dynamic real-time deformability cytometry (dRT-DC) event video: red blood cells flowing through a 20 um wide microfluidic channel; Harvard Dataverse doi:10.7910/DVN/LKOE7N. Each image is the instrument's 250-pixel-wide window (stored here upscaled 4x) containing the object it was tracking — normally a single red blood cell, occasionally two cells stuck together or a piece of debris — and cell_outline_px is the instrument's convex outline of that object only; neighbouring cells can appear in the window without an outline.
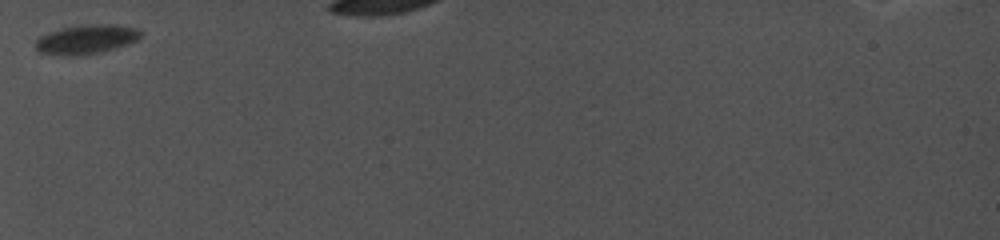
{"species": "common noctule bat (a hibernating species)", "species_latin": "Nyctalus noctula", "temperature_condition": "cold", "stored_images_in_passage": 23, "segment_of_instrument_passage": [1, 2], "camera_frame_rate_fps": 5000, "um_per_image_px": 0.085, "animal": {"sex": "female", "body_mass_g": 19.0, "forearm_length_mm": 56.7}, "frame": {"image": 1, "passage_image": 1, "time_ms": 0.0, "image_size_px": [1000, 240], "cell_outline_px": [[144, 36], [128, 44], [100, 52], [76, 56], [64, 56], [40, 52], [36, 48], [36, 40], [40, 36], [48, 32], [64, 28], [84, 24], [112, 24], [136, 28]], "centroid_in_image_um": [7.34, 3.34], "position_along_channel_um": 77.7, "area_um2": 17.86}}
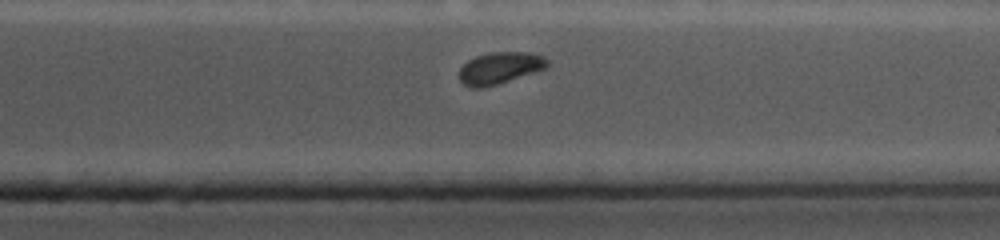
{"frame": {"image": 2, "passage_image": 20, "time_ms": 7.8, "image_size_px": [1000, 240], "cell_outline_px": [[548, 68], [496, 84], [476, 88], [464, 84], [460, 80], [460, 68], [468, 60], [476, 56], [492, 52], [528, 52], [544, 56], [548, 60]], "centroid_in_image_um": [42.52, 5.76], "position_along_channel_um": 368.9, "area_um2": 16.07}}